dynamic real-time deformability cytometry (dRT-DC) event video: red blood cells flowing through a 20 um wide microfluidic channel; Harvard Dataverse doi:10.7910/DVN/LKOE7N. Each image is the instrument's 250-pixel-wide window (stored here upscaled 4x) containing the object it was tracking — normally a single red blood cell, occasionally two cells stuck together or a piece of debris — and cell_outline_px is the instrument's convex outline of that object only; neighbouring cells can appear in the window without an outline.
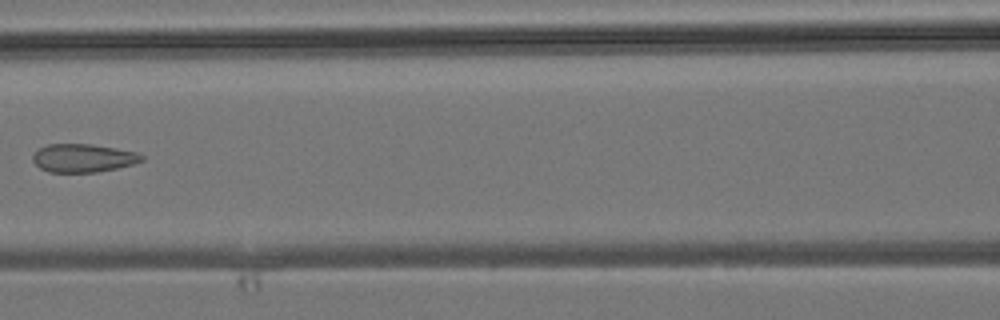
{"species": "common noctule bat (a hibernating species)", "species_latin": "Nyctalus noctula", "temperature_condition": "room temperature", "stored_images_in_passage": 5, "camera_frame_rate_fps": 3000, "um_per_image_px": 0.085, "animal": {"sex": "male", "body_mass_g": 19.2, "forearm_length_mm": 51.8}, "frame": {"image": 1, "passage_image": 5, "time_ms": 5.333, "image_size_px": [1000, 320], "cell_outline_px": [[144, 160], [132, 164], [116, 168], [96, 172], [48, 172], [40, 168], [32, 160], [32, 156], [40, 148], [48, 144], [92, 144], [136, 152], [144, 156]], "centroid_in_image_um": [7.06, 13.43], "position_along_channel_um": 159.5, "area_um2": 17.8}}